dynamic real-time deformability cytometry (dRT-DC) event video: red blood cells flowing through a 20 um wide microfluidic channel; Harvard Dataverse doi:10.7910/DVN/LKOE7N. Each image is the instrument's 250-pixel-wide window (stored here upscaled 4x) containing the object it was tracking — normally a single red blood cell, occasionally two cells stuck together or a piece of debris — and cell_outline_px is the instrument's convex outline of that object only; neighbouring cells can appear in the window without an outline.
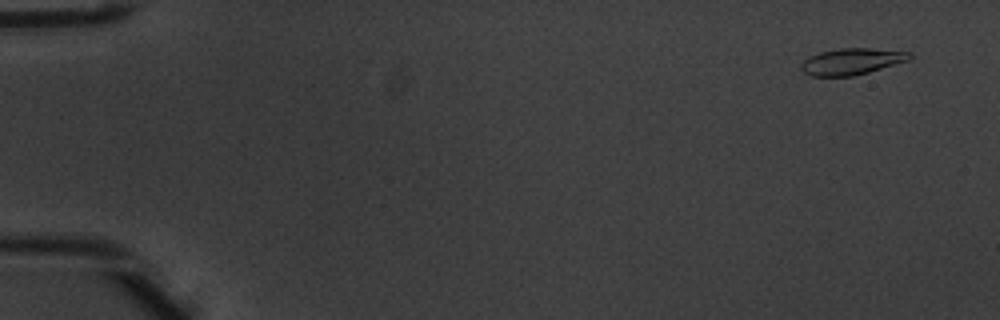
{"species": "common noctule bat (a hibernating species)", "species_latin": "Nyctalus noctula", "temperature_condition": "warm", "stored_images_in_passage": 5, "camera_frame_rate_fps": 3000, "um_per_image_px": 0.085, "animal": {"sex": "male", "body_mass_g": 20.1, "forearm_length_mm": 53.5}, "frame": {"image": 1, "passage_image": 1, "time_ms": 0.0, "image_size_px": [1000, 320], "cell_outline_px": [[912, 56], [908, 60], [868, 72], [852, 76], [812, 76], [804, 72], [800, 68], [800, 64], [808, 56], [820, 52], [840, 48], [868, 48], [912, 52]], "centroid_in_image_um": [72.36, 5.22], "position_along_channel_um": 12.6, "area_um2": 16.59}}
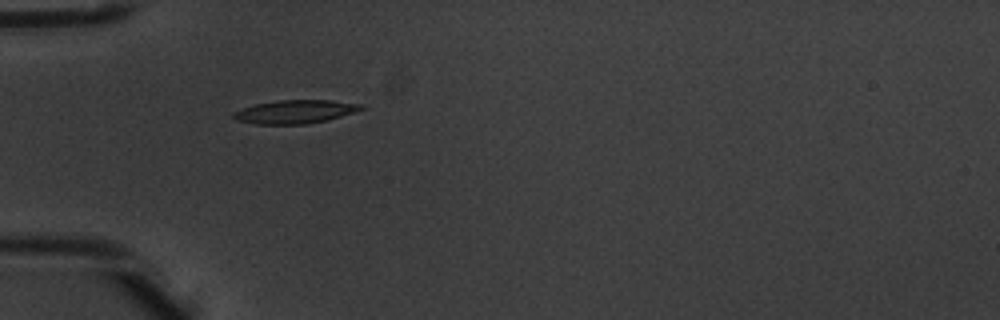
{"frame": {"image": 2, "passage_image": 4, "time_ms": 1.0, "image_size_px": [1000, 320], "cell_outline_px": [[364, 108], [356, 112], [328, 120], [308, 124], [256, 124], [236, 120], [232, 116], [232, 112], [256, 104], [276, 100], [332, 100], [364, 104]], "centroid_in_image_um": [25.12, 9.49], "position_along_channel_um": 59.9, "area_um2": 17.57}}